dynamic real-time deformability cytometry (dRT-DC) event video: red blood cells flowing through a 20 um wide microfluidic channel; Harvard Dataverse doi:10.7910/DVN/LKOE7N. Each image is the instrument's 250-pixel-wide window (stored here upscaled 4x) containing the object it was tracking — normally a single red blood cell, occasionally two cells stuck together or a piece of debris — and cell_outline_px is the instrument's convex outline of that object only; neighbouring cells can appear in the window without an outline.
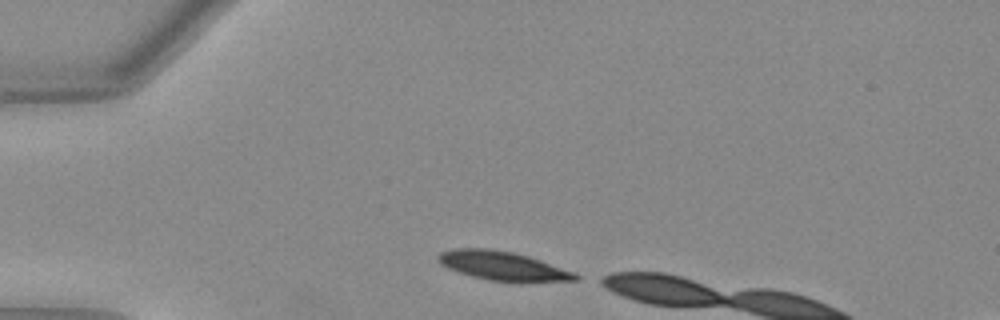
{"species": "Egyptian fruit bat (a non-hibernating species)", "species_latin": "Rousettus aegyptiacus", "temperature_condition": "warm", "stored_images_in_passage": 5, "camera_frame_rate_fps": 3000, "um_per_image_px": 0.085, "animal": {"sex": "female"}, "frame": {"image": 1, "passage_image": 1, "time_ms": 0.0, "image_size_px": [1000, 320], "cell_outline_px": [[580, 280], [488, 280], [472, 276], [448, 268], [440, 264], [436, 260], [436, 256], [440, 252], [452, 248], [484, 248], [512, 252], [528, 256], [576, 272], [580, 276]], "centroid_in_image_um": [42.66, 22.56], "position_along_channel_um": 42.3, "area_um2": 22.6}}